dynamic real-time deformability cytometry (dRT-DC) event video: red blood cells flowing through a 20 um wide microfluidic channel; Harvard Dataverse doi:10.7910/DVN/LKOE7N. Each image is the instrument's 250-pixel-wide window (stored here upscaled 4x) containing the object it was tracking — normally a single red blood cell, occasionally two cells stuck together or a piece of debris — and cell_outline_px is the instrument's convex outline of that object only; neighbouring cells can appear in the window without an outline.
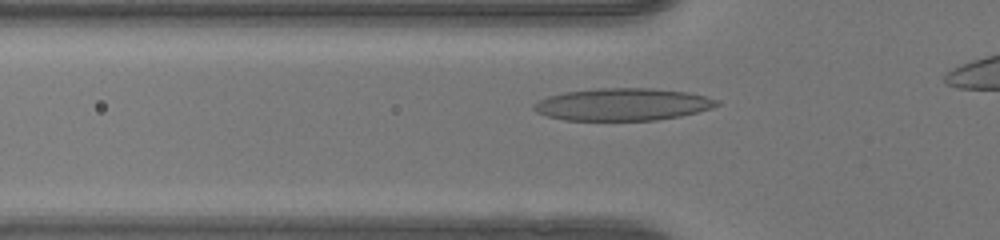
{"species": "human", "species_latin": "Homo sapiens", "temperature_condition": "warm", "stored_images_in_passage": 32, "camera_frame_rate_fps": 3000, "um_per_image_px": 0.085, "donor": {"sex": "female"}, "frame": {"image": 1, "passage_image": 5, "time_ms": 1.333, "image_size_px": [1000, 240], "cell_outline_px": [[720, 104], [712, 108], [680, 116], [656, 120], [564, 120], [548, 116], [536, 112], [532, 108], [532, 104], [548, 96], [564, 92], [600, 88], [652, 88], [688, 92], [720, 100]], "centroid_in_image_um": [52.93, 8.87], "position_along_channel_um": 72.9, "area_um2": 34.45}}
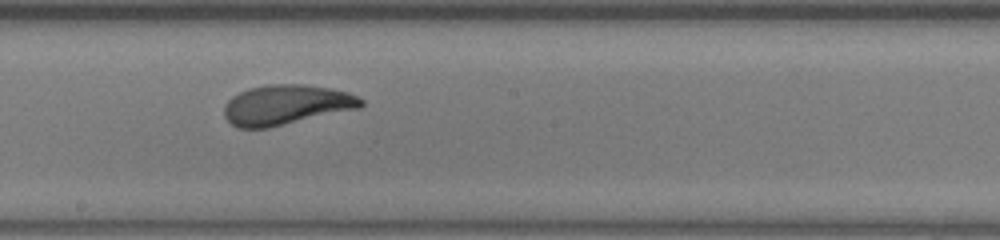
{"frame": {"image": 2, "passage_image": 16, "time_ms": 5.0, "image_size_px": [1000, 240], "cell_outline_px": [[364, 104], [360, 108], [268, 128], [236, 128], [224, 116], [224, 104], [232, 96], [248, 88], [268, 84], [304, 84], [332, 88], [348, 92], [364, 100]], "centroid_in_image_um": [24.32, 8.9], "position_along_channel_um": 223.9, "area_um2": 32.08}}
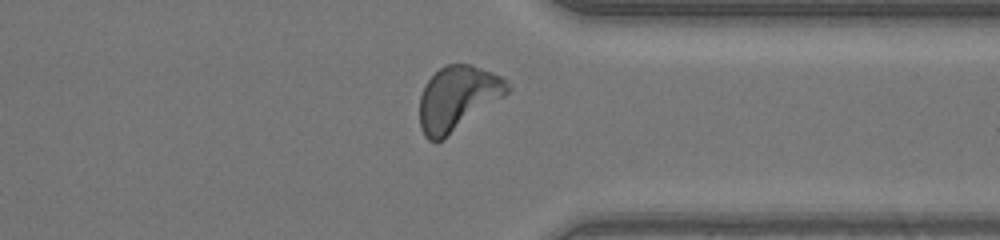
{"frame": {"image": 3, "passage_image": 27, "time_ms": 8.667, "image_size_px": [1000, 240], "cell_outline_px": [[512, 88], [504, 96], [440, 140], [428, 140], [424, 136], [420, 128], [420, 96], [424, 84], [444, 64], [472, 64], [492, 72], [500, 76]], "centroid_in_image_um": [38.87, 8.31], "position_along_channel_um": 372.5, "area_um2": 32.37}, "authors_computed_cell_mechanics": {"area_um2": 31.6744, "velocity_mm_per_s": 4.1233, "shape_relaxation_time_tau1_ms": 4.2483, "shape_relaxation_time_tau2_ms": 1.0915, "deformation_change_tau1": 0.2036, "deformation_change_tau2": 0.0867}}